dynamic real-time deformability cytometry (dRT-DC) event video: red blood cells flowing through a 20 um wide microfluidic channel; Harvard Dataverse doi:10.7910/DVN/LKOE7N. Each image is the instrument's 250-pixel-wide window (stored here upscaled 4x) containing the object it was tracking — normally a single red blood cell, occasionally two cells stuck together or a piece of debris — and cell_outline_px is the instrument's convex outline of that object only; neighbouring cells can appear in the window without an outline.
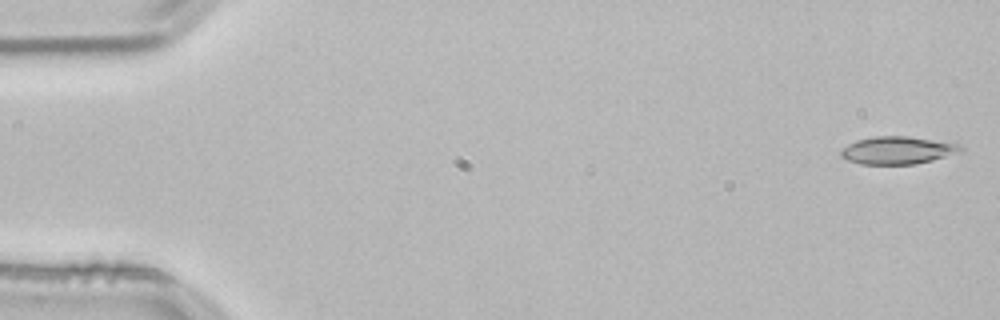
{"species": "common noctule bat (a hibernating species)", "species_latin": "Nyctalus noctula", "temperature_condition": "room temperature", "stored_images_in_passage": 52, "camera_frame_rate_fps": 3000, "um_per_image_px": 0.085, "animal": {"sex": "male", "body_mass_g": 21.5, "forearm_length_mm": 52.0}, "frame": {"image": 1, "passage_image": 1, "time_ms": 0.0, "image_size_px": [1000, 320], "cell_outline_px": [[964, 152], [916, 164], [860, 164], [848, 160], [840, 156], [840, 148], [856, 140], [872, 136], [904, 136], [960, 144], [964, 148]], "centroid_in_image_um": [76.29, 12.78], "position_along_channel_um": 8.7, "area_um2": 19.42}}
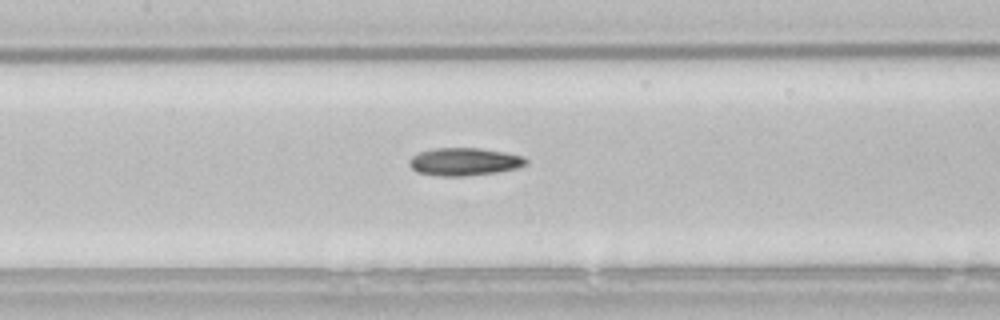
{"frame": {"image": 2, "passage_image": 24, "time_ms": 7.667, "image_size_px": [1000, 320], "cell_outline_px": [[528, 164], [516, 168], [496, 172], [464, 176], [436, 176], [416, 172], [408, 164], [408, 160], [412, 156], [420, 152], [432, 148], [480, 148], [504, 152], [520, 156], [528, 160]], "centroid_in_image_um": [39.42, 13.75], "position_along_channel_um": 168.0, "area_um2": 18.9}}
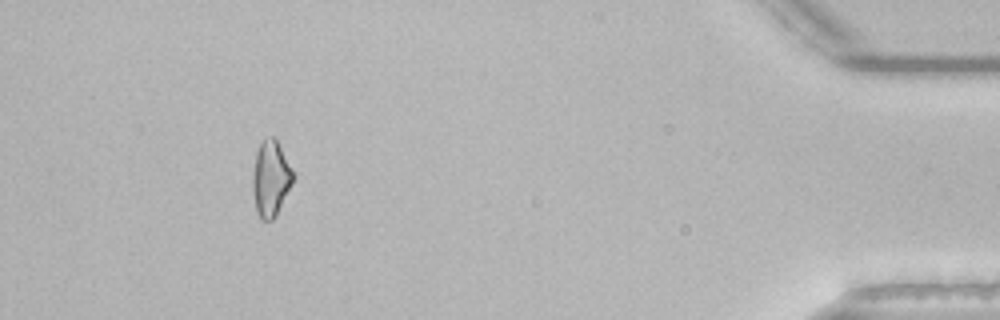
{"frame": {"image": 3, "passage_image": 48, "time_ms": 15.667, "image_size_px": [1000, 320], "cell_outline_px": [[296, 176], [276, 216], [272, 220], [260, 220], [256, 212], [252, 188], [252, 180], [256, 152], [264, 136], [272, 136], [276, 140], [292, 168]], "centroid_in_image_um": [23.01, 15.19], "position_along_channel_um": 412.2, "area_um2": 17.98}, "authors_computed_cell_mechanics": {"area_um2": 18.2359, "velocity_mm_per_s": 3.8563, "shape_relaxation_time_tau1_ms": 11.2158, "shape_relaxation_time_tau2_ms": null, "deformation_change_tau1": 0.2345, "deformation_change_tau2": null}}